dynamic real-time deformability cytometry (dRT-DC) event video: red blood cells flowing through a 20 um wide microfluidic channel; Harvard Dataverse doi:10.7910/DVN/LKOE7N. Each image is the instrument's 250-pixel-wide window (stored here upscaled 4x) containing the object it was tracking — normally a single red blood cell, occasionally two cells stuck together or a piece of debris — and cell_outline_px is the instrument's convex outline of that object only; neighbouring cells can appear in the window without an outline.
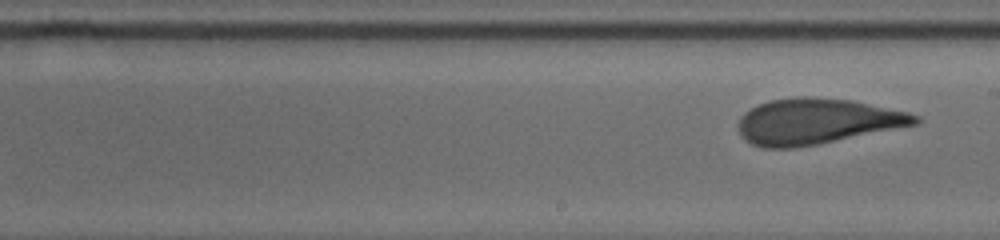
{"species": "human", "species_latin": "Homo sapiens", "temperature_condition": "cold", "stored_images_in_passage": 7, "segment_of_instrument_passage": [2, 2], "camera_frame_rate_fps": 3000, "um_per_image_px": 0.085, "donor": {"sex": "male"}, "frame": {"image": 1, "passage_image": 7, "time_ms": 6.0, "image_size_px": [1000, 240], "cell_outline_px": [[920, 120], [916, 124], [820, 144], [792, 148], [764, 148], [752, 144], [744, 140], [740, 136], [736, 124], [740, 116], [744, 112], [768, 100], [796, 96], [804, 96], [852, 100], [908, 112], [920, 116]], "centroid_in_image_um": [69.37, 10.32], "position_along_channel_um": 219.6, "area_um2": 47.28}}